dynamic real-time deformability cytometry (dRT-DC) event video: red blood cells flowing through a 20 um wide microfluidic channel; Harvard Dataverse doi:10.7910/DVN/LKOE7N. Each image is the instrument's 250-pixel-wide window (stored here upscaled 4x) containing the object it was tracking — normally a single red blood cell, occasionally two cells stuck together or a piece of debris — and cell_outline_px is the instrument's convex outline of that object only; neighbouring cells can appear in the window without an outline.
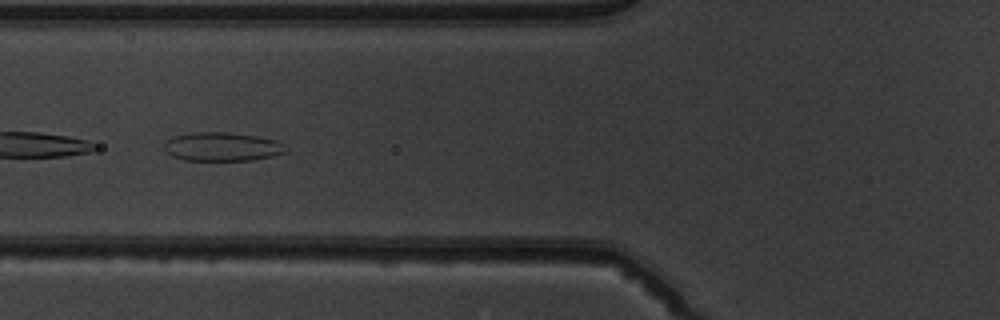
{"species": "common noctule bat (a hibernating species)", "species_latin": "Nyctalus noctula", "temperature_condition": "warm", "stored_images_in_passage": 44, "camera_frame_rate_fps": 3000, "um_per_image_px": 0.085, "animal": {"sex": "male", "body_mass_g": 19.5, "forearm_length_mm": 54.6}, "frame": {"image": 1, "passage_image": 14, "time_ms": 4.333, "image_size_px": [1000, 320], "cell_outline_px": [[288, 152], [272, 156], [252, 160], [184, 160], [172, 156], [164, 148], [164, 144], [172, 136], [188, 132], [228, 132], [256, 136], [276, 140], [284, 144], [288, 148]], "centroid_in_image_um": [18.9, 12.46], "position_along_channel_um": 106.9, "area_um2": 20.52}}
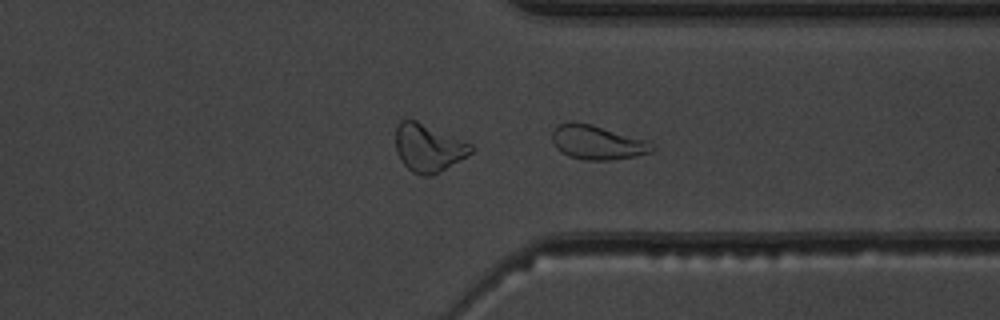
{"frame": {"image": 2, "passage_image": 33, "time_ms": 10.667, "image_size_px": [1000, 320], "cell_outline_px": [[656, 148], [652, 152], [636, 156], [608, 160], [584, 160], [568, 156], [560, 152], [556, 148], [552, 140], [552, 132], [560, 124], [572, 120], [576, 120], [592, 124], [648, 140]], "centroid_in_image_um": [50.77, 12.09], "position_along_channel_um": 360.6, "area_um2": 20.23}}
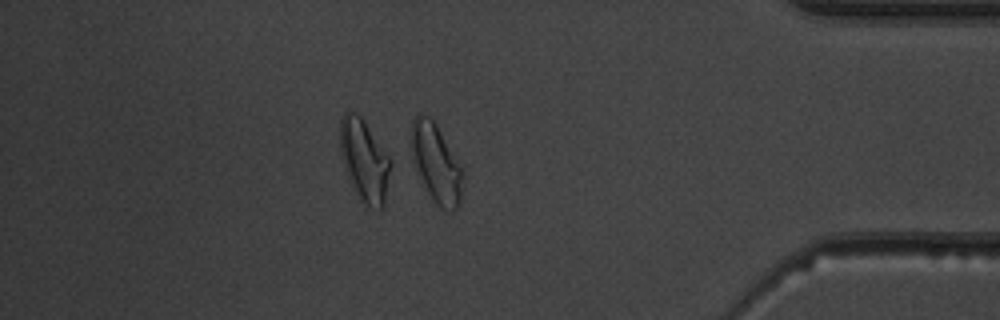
{"frame": {"image": 3, "passage_image": 38, "time_ms": 12.333, "image_size_px": [1000, 320], "cell_outline_px": [[464, 180], [460, 200], [456, 208], [452, 212], [440, 208], [432, 200], [408, 160], [412, 120], [416, 116], [428, 116], [436, 124], [464, 172]], "centroid_in_image_um": [37.01, 13.92], "position_along_channel_um": 398.2, "area_um2": 24.28}, "authors_computed_cell_mechanics": {"area_um2": 20.9236, "velocity_mm_per_s": 4.0036, "shape_relaxation_time_tau1_ms": null, "shape_relaxation_time_tau2_ms": 1.3781, "deformation_change_tau1": null, "deformation_change_tau2": 0.0767}}